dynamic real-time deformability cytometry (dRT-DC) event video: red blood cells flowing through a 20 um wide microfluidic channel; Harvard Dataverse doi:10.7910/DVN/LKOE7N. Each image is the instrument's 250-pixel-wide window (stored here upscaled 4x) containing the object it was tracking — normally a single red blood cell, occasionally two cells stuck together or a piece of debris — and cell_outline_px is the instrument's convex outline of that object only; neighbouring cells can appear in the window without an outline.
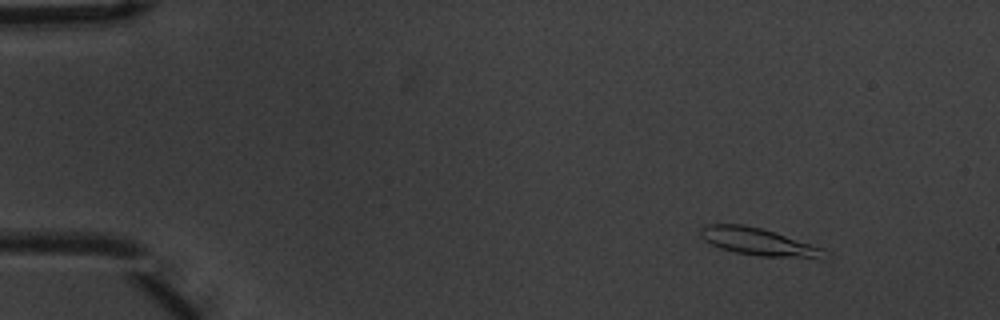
{"species": "common noctule bat (a hibernating species)", "species_latin": "Nyctalus noctula", "temperature_condition": "warm", "stored_images_in_passage": 6, "camera_frame_rate_fps": 3000, "um_per_image_px": 0.085, "animal": {"sex": "male", "body_mass_g": 20.1, "forearm_length_mm": 53.5}, "frame": {"image": 1, "passage_image": 2, "time_ms": 0.333, "image_size_px": [1000, 320], "cell_outline_px": [[832, 256], [824, 260], [760, 256], [736, 252], [720, 248], [704, 240], [700, 236], [700, 228], [708, 224], [744, 224], [760, 228], [824, 248]], "centroid_in_image_um": [64.59, 20.59], "position_along_channel_um": 20.4, "area_um2": 20.17}}